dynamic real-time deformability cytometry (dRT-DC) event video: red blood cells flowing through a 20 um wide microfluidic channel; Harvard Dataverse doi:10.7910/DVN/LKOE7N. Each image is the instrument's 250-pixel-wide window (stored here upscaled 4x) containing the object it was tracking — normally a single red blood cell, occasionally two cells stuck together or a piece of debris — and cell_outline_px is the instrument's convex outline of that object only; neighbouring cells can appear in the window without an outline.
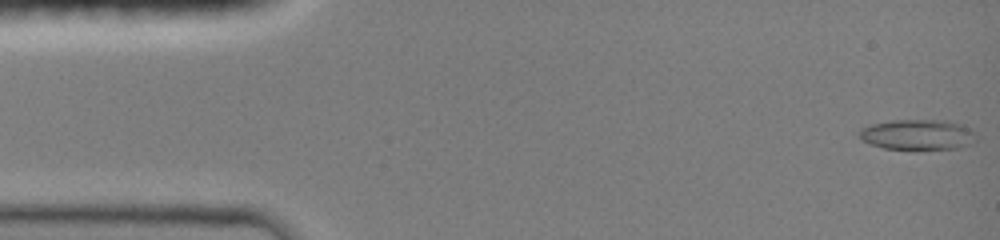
{"species": "common noctule bat (a hibernating species)", "species_latin": "Nyctalus noctula", "temperature_condition": "room temperature", "stored_images_in_passage": 23, "camera_frame_rate_fps": 3000, "um_per_image_px": 0.085, "animal": {"sex": "female", "body_mass_g": 19.0, "forearm_length_mm": 51.5}, "frame": {"image": 1, "passage_image": 1, "time_ms": 0.0, "image_size_px": [1000, 240], "cell_outline_px": [[976, 140], [972, 144], [956, 148], [884, 148], [872, 144], [864, 140], [856, 132], [860, 128], [872, 124], [892, 120], [948, 120], [960, 124], [968, 128], [976, 136]], "centroid_in_image_um": [77.99, 11.42], "position_along_channel_um": 7.0, "area_um2": 20.35}}
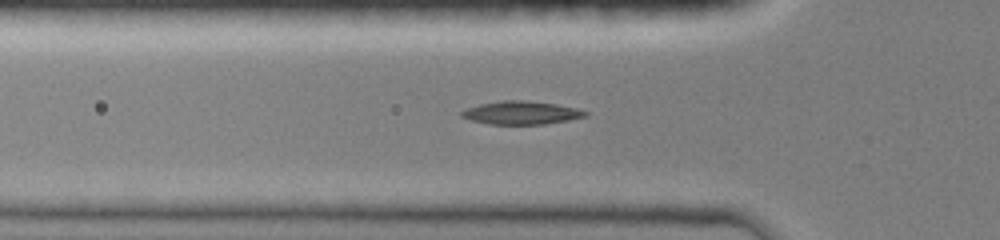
{"frame": {"image": 2, "passage_image": 19, "time_ms": 4.667, "image_size_px": [1000, 240], "cell_outline_px": [[588, 112], [584, 116], [568, 120], [544, 124], [488, 124], [472, 120], [460, 116], [460, 112], [468, 108], [480, 104], [500, 100], [520, 100], [556, 104], [576, 108]], "centroid_in_image_um": [44.27, 9.58], "position_along_channel_um": 81.5, "area_um2": 16.47}}
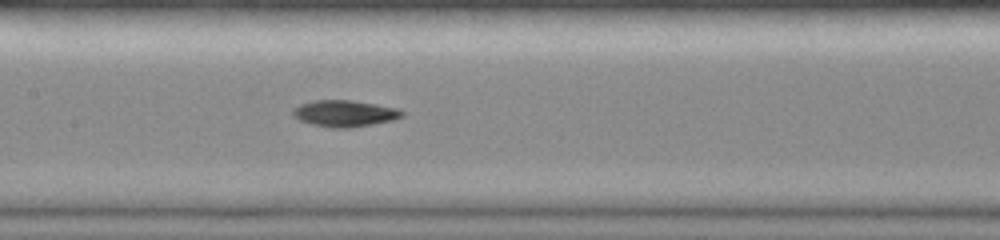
{"frame": {"image": 3, "passage_image": 23, "time_ms": 7.0, "image_size_px": [1000, 240], "cell_outline_px": [[404, 116], [392, 120], [372, 124], [348, 128], [332, 128], [312, 124], [300, 120], [292, 116], [292, 112], [300, 104], [312, 100], [352, 100], [396, 108], [404, 112]], "centroid_in_image_um": [29.28, 9.64], "position_along_channel_um": 178.1, "area_um2": 16.7}}